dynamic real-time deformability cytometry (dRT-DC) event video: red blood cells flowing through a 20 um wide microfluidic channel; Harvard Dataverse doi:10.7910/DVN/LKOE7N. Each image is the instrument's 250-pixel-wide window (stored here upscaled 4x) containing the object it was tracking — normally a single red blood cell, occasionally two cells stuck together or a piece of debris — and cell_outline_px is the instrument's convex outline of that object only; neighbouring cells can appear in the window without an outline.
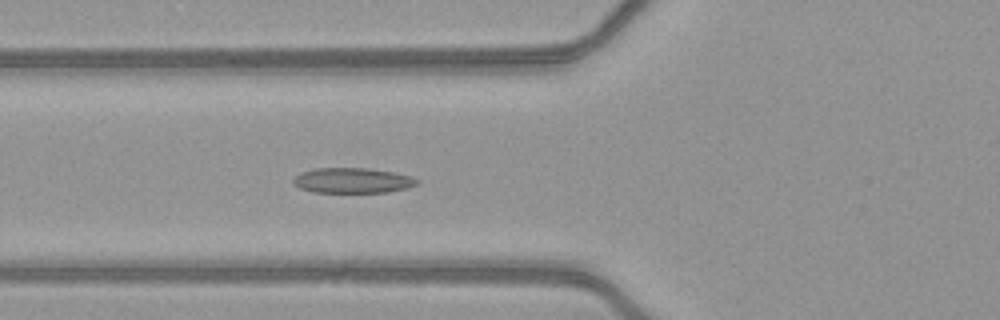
{"species": "common noctule bat (a hibernating species)", "species_latin": "Nyctalus noctula", "temperature_condition": "warm", "stored_images_in_passage": 52, "camera_frame_rate_fps": 3000, "um_per_image_px": 0.085, "animal": {"sex": "female", "body_mass_g": 21.9}, "frame": {"image": 1, "passage_image": 21, "time_ms": 6.667, "image_size_px": [1000, 320], "cell_outline_px": [[420, 184], [408, 188], [388, 192], [312, 192], [300, 188], [292, 184], [292, 180], [300, 172], [316, 168], [368, 168], [392, 172], [412, 176], [420, 180]], "centroid_in_image_um": [29.99, 15.34], "position_along_channel_um": 95.8, "area_um2": 18.38}}
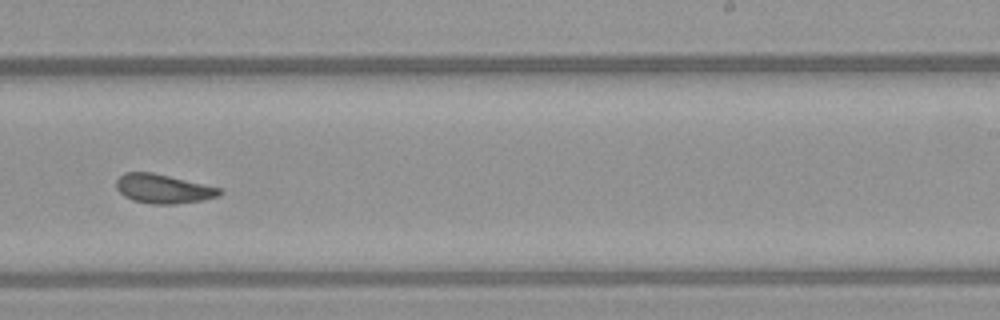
{"frame": {"image": 2, "passage_image": 34, "time_ms": 11.0, "image_size_px": [1000, 320], "cell_outline_px": [[224, 192], [220, 196], [204, 200], [176, 204], [148, 204], [132, 200], [124, 196], [116, 188], [116, 180], [124, 172], [152, 172], [220, 188]], "centroid_in_image_um": [13.87, 16.06], "position_along_channel_um": 275.1, "area_um2": 17.63}}
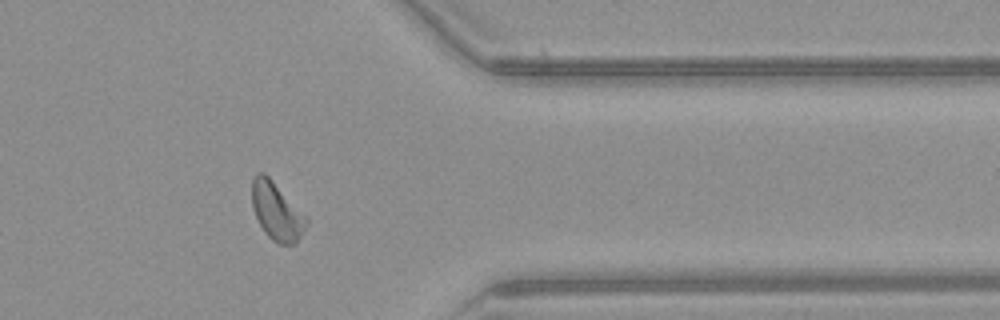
{"frame": {"image": 3, "passage_image": 43, "time_ms": 14.0, "image_size_px": [1000, 320], "cell_outline_px": [[308, 224], [296, 244], [280, 244], [272, 240], [264, 232], [252, 208], [252, 180], [256, 172], [264, 172], [308, 216]], "centroid_in_image_um": [23.54, 17.96], "position_along_channel_um": 387.9, "area_um2": 18.5}, "authors_computed_cell_mechanics": {"area_um2": 18.2937, "velocity_mm_per_s": 4.1305, "shape_relaxation_time_tau1_ms": 5.7357, "shape_relaxation_time_tau2_ms": 2.1023, "deformation_change_tau1": 0.149, "deformation_change_tau2": 0.0889}}